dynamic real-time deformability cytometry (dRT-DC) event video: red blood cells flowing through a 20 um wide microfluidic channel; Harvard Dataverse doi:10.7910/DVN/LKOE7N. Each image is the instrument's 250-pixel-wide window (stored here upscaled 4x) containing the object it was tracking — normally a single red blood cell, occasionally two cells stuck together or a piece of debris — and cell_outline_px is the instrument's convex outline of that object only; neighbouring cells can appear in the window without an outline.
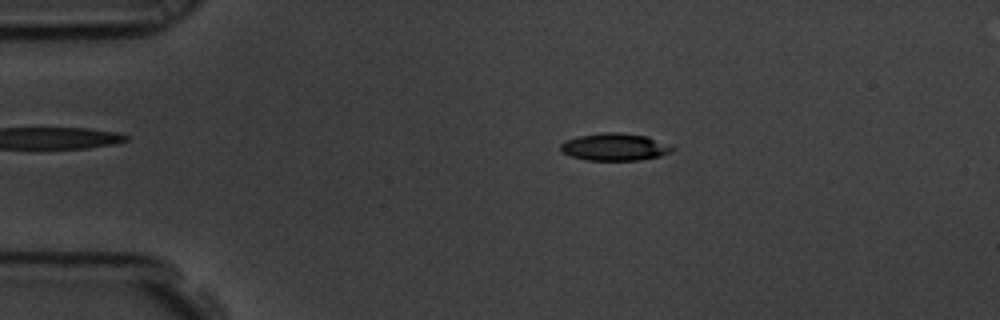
{"species": "common noctule bat (a hibernating species)", "species_latin": "Nyctalus noctula", "temperature_condition": "room temperature", "stored_images_in_passage": 57, "camera_frame_rate_fps": 3000, "um_per_image_px": 0.085, "animal": {"sex": "male", "body_mass_g": 19.5, "forearm_length_mm": 54.6}, "frame": {"image": 1, "passage_image": 11, "time_ms": 3.333, "image_size_px": [1000, 320], "cell_outline_px": [[676, 148], [672, 152], [660, 156], [640, 160], [588, 160], [572, 156], [560, 152], [560, 144], [564, 140], [580, 136], [604, 132], [616, 132], [644, 136]], "centroid_in_image_um": [52.21, 12.5], "position_along_channel_um": 32.8, "area_um2": 17.57}}
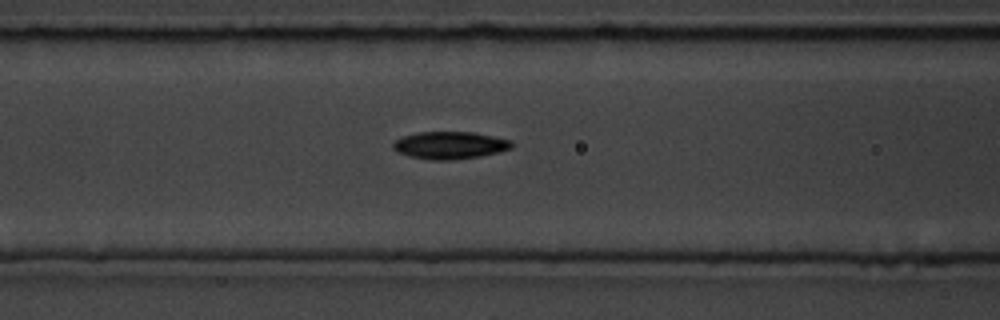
{"frame": {"image": 2, "passage_image": 23, "time_ms": 7.333, "image_size_px": [1000, 320], "cell_outline_px": [[512, 148], [480, 156], [452, 160], [432, 160], [408, 156], [392, 148], [392, 144], [396, 140], [404, 136], [420, 132], [472, 132], [512, 140]], "centroid_in_image_um": [38.23, 12.35], "position_along_channel_um": 128.4, "area_um2": 18.73}}
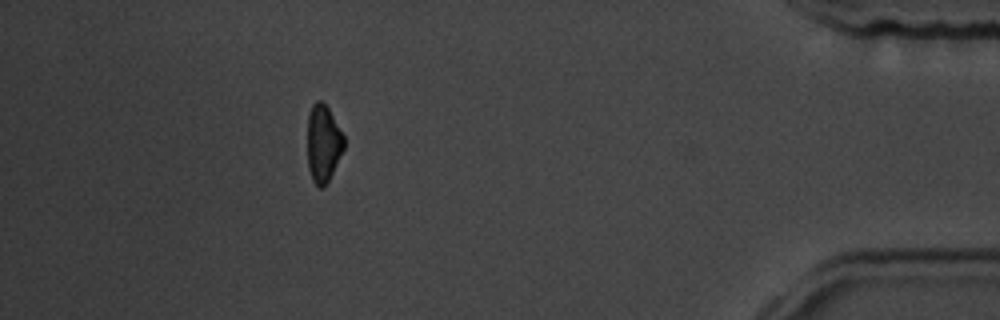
{"frame": {"image": 3, "passage_image": 51, "time_ms": 16.667, "image_size_px": [1000, 320], "cell_outline_px": [[344, 148], [328, 180], [320, 188], [312, 180], [308, 168], [308, 112], [312, 104], [316, 100], [320, 100], [328, 108], [344, 136]], "centroid_in_image_um": [27.46, 12.15], "position_along_channel_um": 407.7, "area_um2": 16.18}, "authors_computed_cell_mechanics": {"area_um2": 17.9758, "velocity_mm_per_s": 3.5567, "shape_relaxation_time_tau1_ms": 2.709, "shape_relaxation_time_tau2_ms": null, "deformation_change_tau1": 0.1279, "deformation_change_tau2": null}}